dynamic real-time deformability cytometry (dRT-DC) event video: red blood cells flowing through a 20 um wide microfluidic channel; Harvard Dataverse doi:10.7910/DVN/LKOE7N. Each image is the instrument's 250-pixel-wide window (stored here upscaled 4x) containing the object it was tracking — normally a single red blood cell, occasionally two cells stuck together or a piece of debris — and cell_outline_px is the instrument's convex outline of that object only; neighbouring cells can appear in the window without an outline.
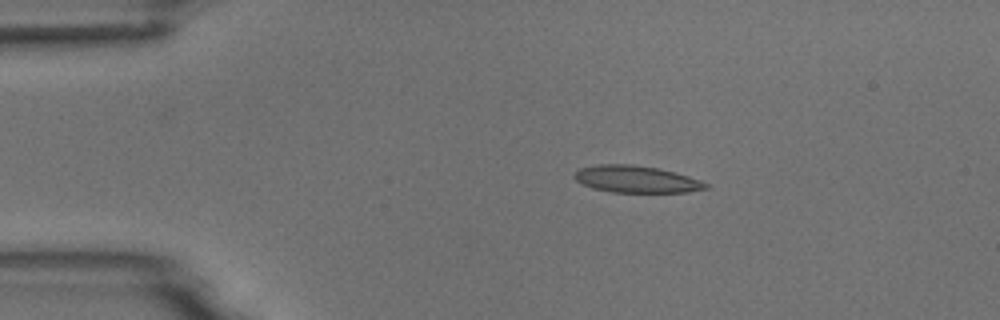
{"species": "common noctule bat (a hibernating species)", "species_latin": "Nyctalus noctula", "temperature_condition": "room temperature", "stored_images_in_passage": 4, "camera_frame_rate_fps": 3000, "um_per_image_px": 0.085, "animal": {"sex": "male", "body_mass_g": 18.8}, "frame": {"image": 1, "passage_image": 3, "time_ms": 2.333, "image_size_px": [1000, 320], "cell_outline_px": [[708, 188], [688, 192], [612, 192], [592, 188], [576, 180], [572, 176], [580, 168], [600, 164], [632, 164], [660, 168], [676, 172], [700, 180], [708, 184]], "centroid_in_image_um": [54.09, 15.23], "position_along_channel_um": 30.9, "area_um2": 20.63}}